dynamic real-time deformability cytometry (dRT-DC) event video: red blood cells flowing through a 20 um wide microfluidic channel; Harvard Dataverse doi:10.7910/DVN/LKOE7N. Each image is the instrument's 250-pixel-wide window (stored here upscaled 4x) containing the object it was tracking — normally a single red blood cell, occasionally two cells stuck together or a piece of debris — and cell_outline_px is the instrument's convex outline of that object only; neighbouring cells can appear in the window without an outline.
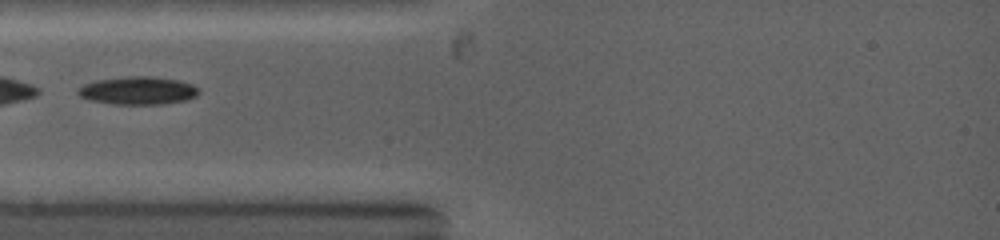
{"species": "common noctule bat (a hibernating species)", "species_latin": "Nyctalus noctula", "temperature_condition": "warm", "stored_images_in_passage": 22, "camera_frame_rate_fps": 5000, "um_per_image_px": 0.085, "animal": {"sex": "female", "body_mass_g": 19.0, "forearm_length_mm": 53.3}, "frame": {"image": 1, "passage_image": 1, "time_ms": 0.0, "image_size_px": [1000, 240], "cell_outline_px": [[200, 92], [196, 96], [188, 100], [164, 104], [112, 104], [88, 100], [80, 96], [76, 92], [84, 84], [96, 80], [128, 76], [148, 76], [180, 80], [192, 84]], "centroid_in_image_um": [11.73, 7.7], "position_along_channel_um": 73.3, "area_um2": 19.77}}